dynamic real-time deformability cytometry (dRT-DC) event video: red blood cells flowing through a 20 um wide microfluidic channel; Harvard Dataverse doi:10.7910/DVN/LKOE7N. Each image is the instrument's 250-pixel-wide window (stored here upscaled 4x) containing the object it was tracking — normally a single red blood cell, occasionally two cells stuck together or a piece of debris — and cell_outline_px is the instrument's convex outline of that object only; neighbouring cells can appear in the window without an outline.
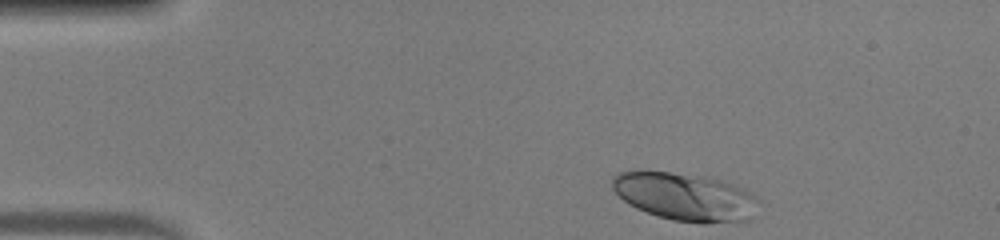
{"species": "human", "species_latin": "Homo sapiens", "temperature_condition": "warm", "stored_images_in_passage": 36, "camera_frame_rate_fps": 3000, "um_per_image_px": 0.085, "donor": {"sex": "male"}, "frame": {"image": 1, "passage_image": 1, "time_ms": 0.0, "image_size_px": [1000, 240], "cell_outline_px": [[760, 200], [748, 220], [704, 224], [700, 224], [672, 220], [636, 208], [624, 200], [612, 188], [612, 176], [620, 172], [640, 168], [708, 176], [748, 188]], "centroid_in_image_um": [58.23, 16.68], "position_along_channel_um": 26.8, "area_um2": 41.79}}
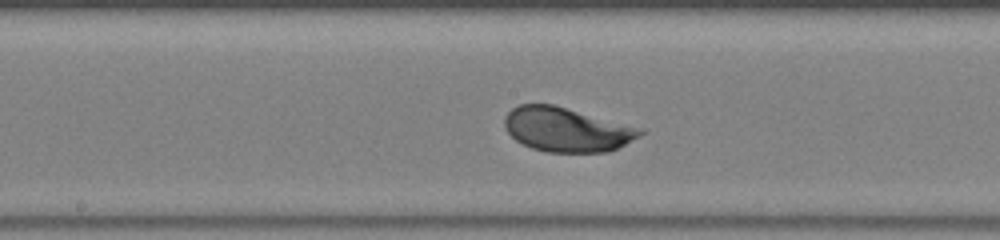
{"frame": {"image": 2, "passage_image": 19, "time_ms": 6.0, "image_size_px": [1000, 240], "cell_outline_px": [[644, 132], [640, 136], [608, 152], [548, 152], [532, 148], [516, 140], [504, 128], [504, 116], [512, 108], [520, 104], [552, 104], [644, 128]], "centroid_in_image_um": [48.16, 11.0], "position_along_channel_um": 200.0, "area_um2": 34.91}}
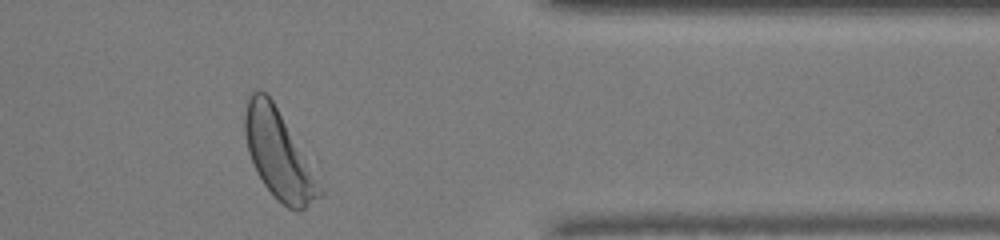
{"frame": {"image": 3, "passage_image": 34, "time_ms": 11.0, "image_size_px": [1000, 240], "cell_outline_px": [[324, 196], [304, 208], [288, 208], [276, 200], [264, 184], [256, 172], [248, 152], [244, 132], [244, 112], [248, 96], [256, 88], [260, 88], [272, 100], [324, 192]], "centroid_in_image_um": [23.62, 13.13], "position_along_channel_um": 387.8, "area_um2": 37.45}, "authors_computed_cell_mechanics": {"area_um2": 35.4025, "velocity_mm_per_s": 4.0897, "shape_relaxation_time_tau1_ms": 1.7538, "shape_relaxation_time_tau2_ms": null, "deformation_change_tau1": 0.132, "deformation_change_tau2": null}}